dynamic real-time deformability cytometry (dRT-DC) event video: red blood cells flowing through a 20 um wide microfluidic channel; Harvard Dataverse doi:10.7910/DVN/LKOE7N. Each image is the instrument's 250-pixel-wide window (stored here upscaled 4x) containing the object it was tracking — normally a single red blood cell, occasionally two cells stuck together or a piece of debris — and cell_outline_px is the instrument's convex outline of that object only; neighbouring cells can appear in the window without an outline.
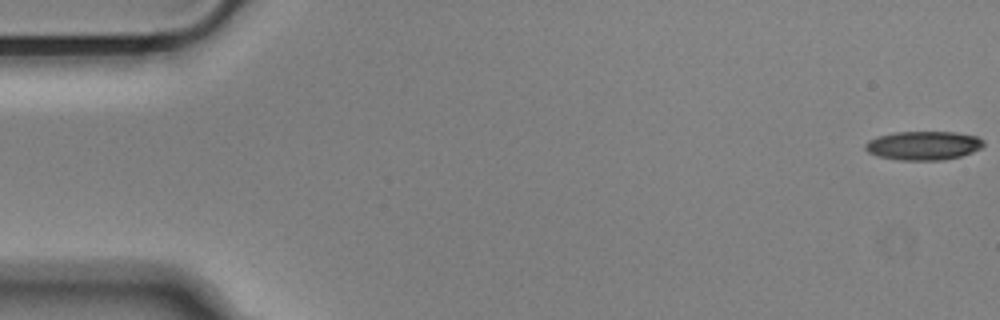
{"species": "Egyptian fruit bat (a non-hibernating species)", "species_latin": "Rousettus aegyptiacus", "temperature_condition": "cold", "stored_images_in_passage": 55, "camera_frame_rate_fps": 3000, "um_per_image_px": 0.085, "animal": {"sex": "male"}, "frame": {"image": 1, "passage_image": 1, "time_ms": 0.0, "image_size_px": [1000, 320], "cell_outline_px": [[984, 144], [980, 148], [972, 152], [960, 156], [944, 160], [900, 160], [876, 156], [868, 152], [864, 148], [864, 144], [868, 140], [876, 136], [896, 132], [956, 132], [976, 136], [984, 140]], "centroid_in_image_um": [78.46, 12.37], "position_along_channel_um": 6.5, "area_um2": 20.0}}
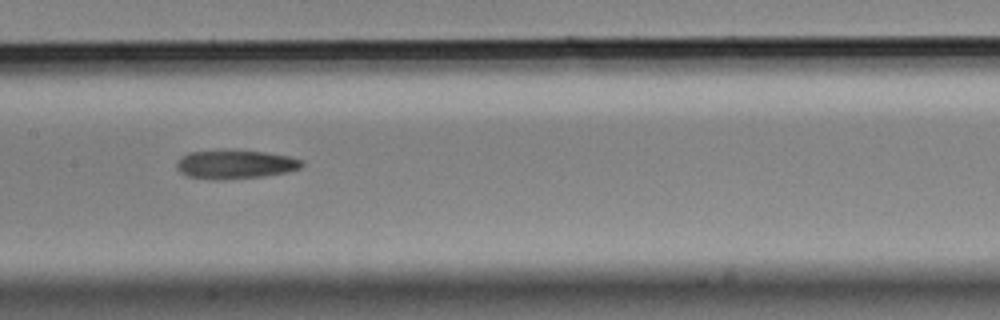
{"frame": {"image": 2, "passage_image": 27, "time_ms": 8.667, "image_size_px": [1000, 320], "cell_outline_px": [[304, 164], [300, 168], [288, 172], [264, 176], [220, 180], [212, 180], [188, 176], [180, 172], [176, 164], [180, 156], [188, 152], [224, 148], [264, 152], [288, 156], [304, 160]], "centroid_in_image_um": [19.97, 13.94], "position_along_channel_um": 187.4, "area_um2": 21.62}}
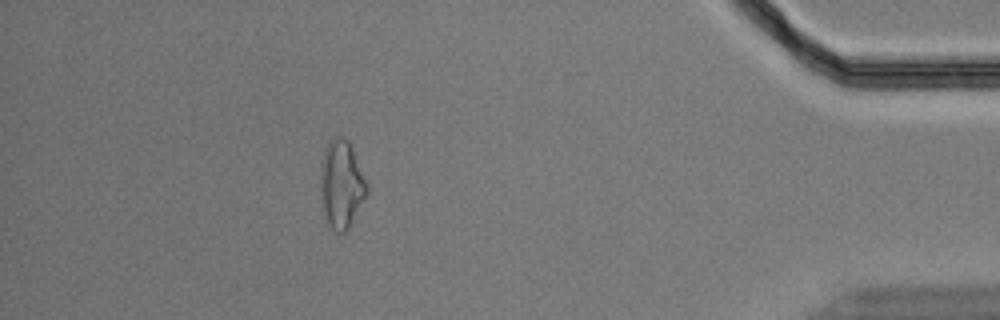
{"frame": {"image": 3, "passage_image": 49, "time_ms": 16.0, "image_size_px": [1000, 320], "cell_outline_px": [[368, 192], [348, 228], [344, 232], [336, 232], [328, 224], [324, 216], [320, 200], [320, 164], [324, 148], [328, 140], [336, 136], [344, 136], [348, 140], [352, 148], [368, 184]], "centroid_in_image_um": [28.98, 15.63], "position_along_channel_um": 406.2, "area_um2": 24.1}}